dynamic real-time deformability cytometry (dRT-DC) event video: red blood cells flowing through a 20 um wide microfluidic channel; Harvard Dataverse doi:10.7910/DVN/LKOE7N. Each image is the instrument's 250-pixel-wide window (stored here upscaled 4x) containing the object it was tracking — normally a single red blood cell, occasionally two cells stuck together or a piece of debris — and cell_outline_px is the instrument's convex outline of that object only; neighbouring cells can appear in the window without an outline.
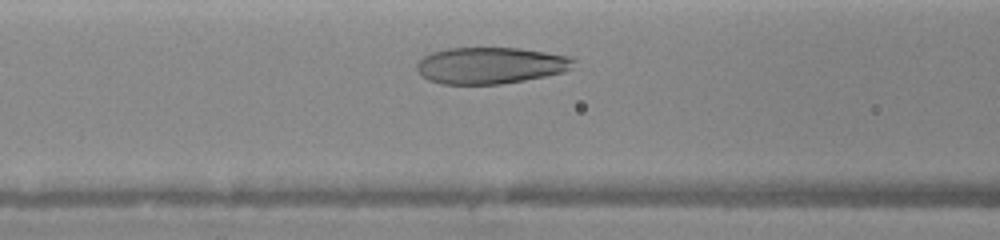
{"species": "human", "species_latin": "Homo sapiens", "temperature_condition": "warm", "stored_images_in_passage": 26, "camera_frame_rate_fps": 3000, "um_per_image_px": 0.085, "donor": {"sex": "female"}, "frame": {"image": 1, "passage_image": 6, "time_ms": 2.0, "image_size_px": [1000, 240], "cell_outline_px": [[576, 60], [572, 68], [564, 72], [524, 80], [500, 84], [440, 84], [428, 80], [420, 76], [416, 68], [416, 64], [424, 56], [432, 52], [448, 48], [520, 48], [568, 56]], "centroid_in_image_um": [41.66, 5.57], "position_along_channel_um": 124.9, "area_um2": 33.47}}
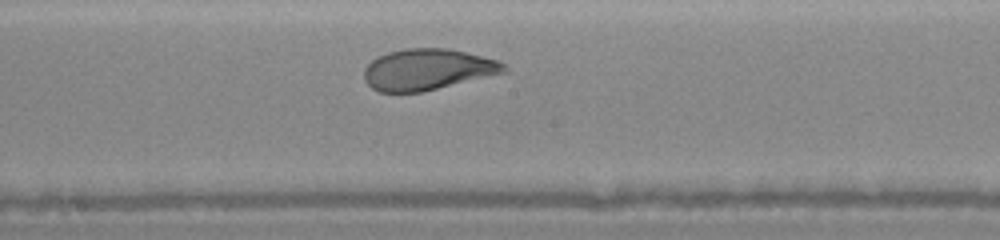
{"frame": {"image": 2, "passage_image": 11, "time_ms": 4.0, "image_size_px": [1000, 240], "cell_outline_px": [[508, 72], [420, 92], [380, 92], [372, 88], [364, 80], [364, 68], [372, 60], [388, 52], [408, 48], [448, 48], [496, 60], [504, 64], [508, 68]], "centroid_in_image_um": [36.33, 5.91], "position_along_channel_um": 211.9, "area_um2": 33.29}}
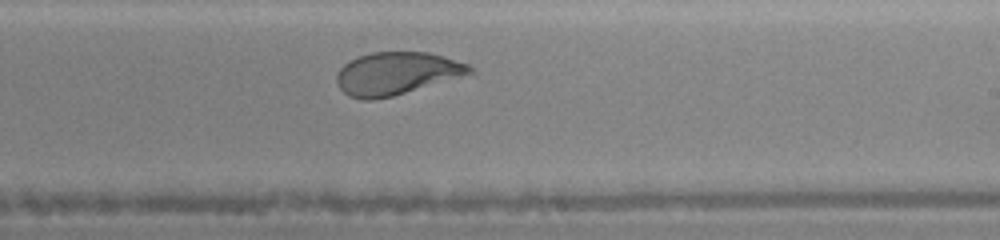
{"frame": {"image": 3, "passage_image": 15, "time_ms": 5.0, "image_size_px": [1000, 240], "cell_outline_px": [[476, 72], [392, 96], [372, 100], [364, 100], [348, 96], [340, 88], [336, 80], [336, 76], [340, 68], [348, 60], [356, 56], [372, 52], [428, 52], [444, 56], [468, 64]], "centroid_in_image_um": [33.67, 6.23], "position_along_channel_um": 255.3, "area_um2": 33.0}}